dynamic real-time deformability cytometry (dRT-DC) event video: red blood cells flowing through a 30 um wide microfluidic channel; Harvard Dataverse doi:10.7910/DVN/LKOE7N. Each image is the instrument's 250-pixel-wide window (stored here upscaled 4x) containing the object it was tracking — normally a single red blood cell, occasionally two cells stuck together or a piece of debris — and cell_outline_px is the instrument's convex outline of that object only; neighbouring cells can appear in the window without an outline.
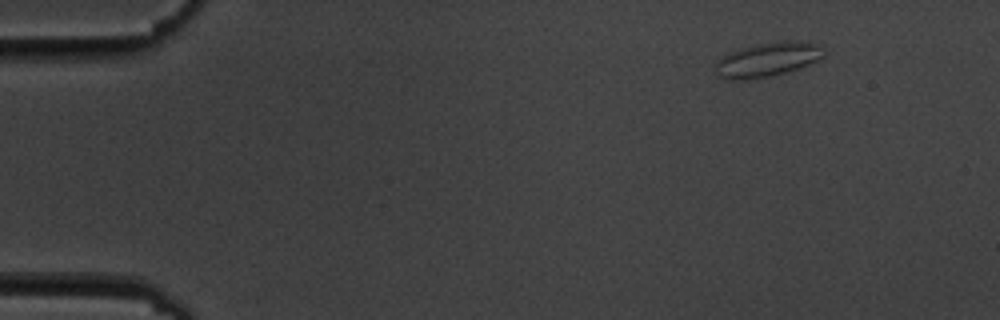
{"species": "common noctule bat (a hibernating species)", "species_latin": "Nyctalus noctula", "temperature_condition": "cold", "stored_images_in_passage": 12, "camera_frame_rate_fps": 3000, "um_per_image_px": 0.085, "animal": {"sex": "male", "body_mass_g": 19.5, "forearm_length_mm": 54.6}, "frame": {"image": 1, "passage_image": 1, "time_ms": 0.0, "image_size_px": [1000, 320], "cell_outline_px": [[824, 56], [808, 64], [772, 76], [748, 80], [728, 80], [716, 76], [712, 68], [716, 60], [720, 56], [728, 52], [740, 48], [756, 44], [784, 40], [800, 40], [824, 44]], "centroid_in_image_um": [65.17, 5.05], "position_along_channel_um": 19.8, "area_um2": 22.37}}
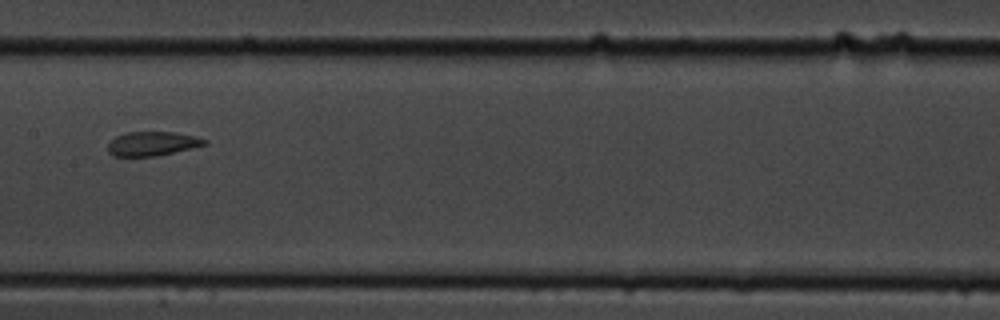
{"frame": {"image": 2, "passage_image": 7, "time_ms": 7.667, "image_size_px": [1000, 320], "cell_outline_px": [[208, 144], [192, 148], [156, 156], [112, 156], [108, 152], [108, 144], [116, 136], [124, 132], [176, 132], [208, 140]], "centroid_in_image_um": [12.93, 12.21], "position_along_channel_um": 194.5, "area_um2": 13.58}}
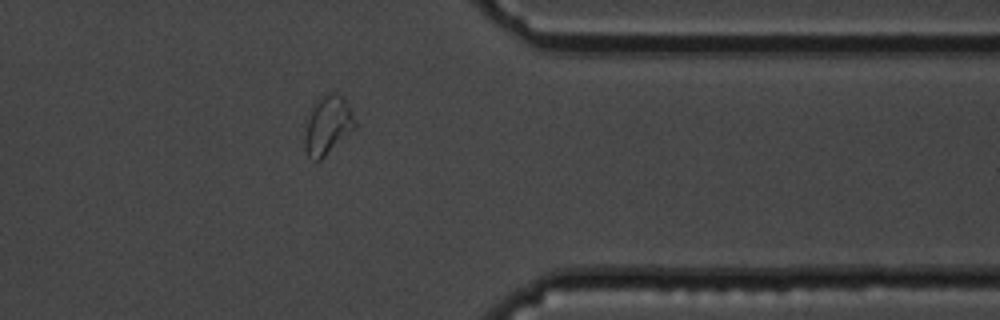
{"frame": {"image": 3, "passage_image": 12, "time_ms": 13.333, "image_size_px": [1000, 320], "cell_outline_px": [[356, 128], [320, 160], [312, 160], [308, 156], [304, 148], [304, 136], [308, 116], [316, 100], [324, 92], [336, 92], [348, 104], [356, 120]], "centroid_in_image_um": [27.85, 10.63], "position_along_channel_um": 383.6, "area_um2": 17.28}, "authors_computed_cell_mechanics": {"area_um2": 14.9124, "velocity_mm_per_s": 3.513, "shape_relaxation_time_tau1_ms": null, "shape_relaxation_time_tau2_ms": 1.1797, "deformation_change_tau1": null, "deformation_change_tau2": 0.0682}}